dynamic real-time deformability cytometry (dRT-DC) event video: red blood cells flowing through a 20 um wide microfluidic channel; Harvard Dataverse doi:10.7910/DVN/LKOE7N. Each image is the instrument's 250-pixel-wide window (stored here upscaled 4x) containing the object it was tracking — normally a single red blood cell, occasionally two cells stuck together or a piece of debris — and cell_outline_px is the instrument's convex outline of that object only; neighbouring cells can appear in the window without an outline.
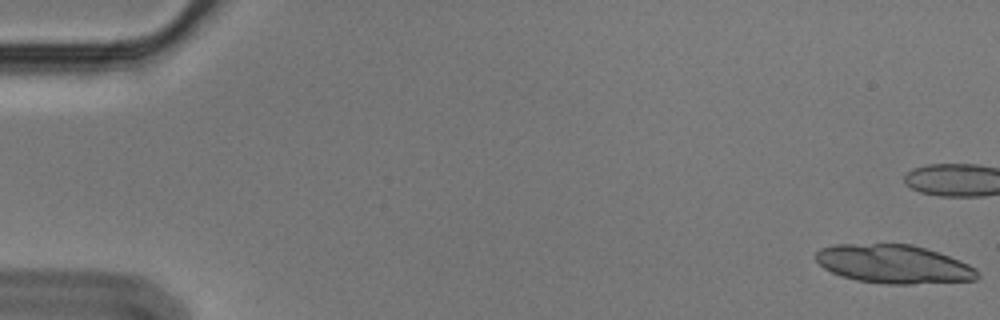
{"species": "Egyptian fruit bat (a non-hibernating species)", "species_latin": "Rousettus aegyptiacus", "temperature_condition": "cold", "stored_images_in_passage": 19, "camera_frame_rate_fps": 3000, "um_per_image_px": 0.085, "animal": {"sex": "male"}, "frame": {"image": 1, "passage_image": 1, "time_ms": 0.0, "image_size_px": [1000, 320], "cell_outline_px": [[980, 276], [976, 280], [912, 284], [888, 284], [856, 280], [832, 272], [824, 268], [816, 260], [816, 252], [820, 248], [836, 244], [912, 244], [960, 260], [976, 268], [980, 272]], "centroid_in_image_um": [75.99, 22.45], "position_along_channel_um": 9.0, "area_um2": 36.24}}